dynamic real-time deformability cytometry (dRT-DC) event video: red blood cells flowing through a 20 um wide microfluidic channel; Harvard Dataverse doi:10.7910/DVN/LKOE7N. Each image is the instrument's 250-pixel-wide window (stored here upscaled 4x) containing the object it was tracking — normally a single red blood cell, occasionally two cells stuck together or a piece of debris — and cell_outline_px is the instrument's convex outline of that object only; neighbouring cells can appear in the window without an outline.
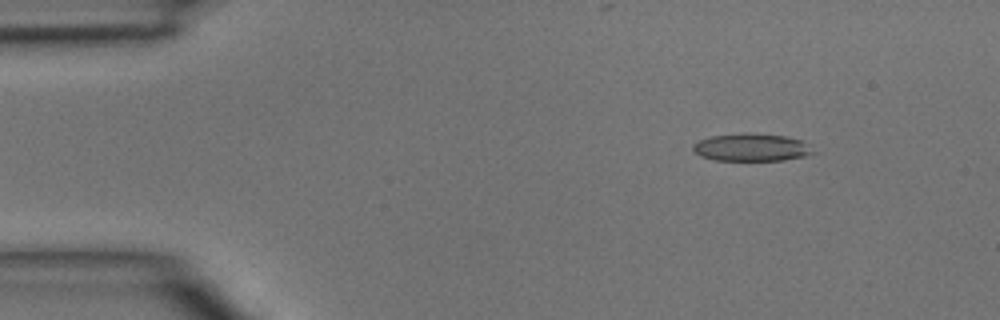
{"species": "common noctule bat (a hibernating species)", "species_latin": "Nyctalus noctula", "temperature_condition": "room temperature", "stored_images_in_passage": 41, "camera_frame_rate_fps": 3000, "um_per_image_px": 0.085, "animal": {"sex": "male", "body_mass_g": 15.6}, "frame": {"image": 1, "passage_image": 1, "time_ms": 0.0, "image_size_px": [1000, 320], "cell_outline_px": [[816, 152], [808, 156], [784, 160], [712, 160], [700, 156], [692, 148], [692, 144], [700, 140], [712, 136], [744, 132], [748, 132], [784, 136], [800, 140]], "centroid_in_image_um": [63.86, 12.53], "position_along_channel_um": 21.1, "area_um2": 19.36}}
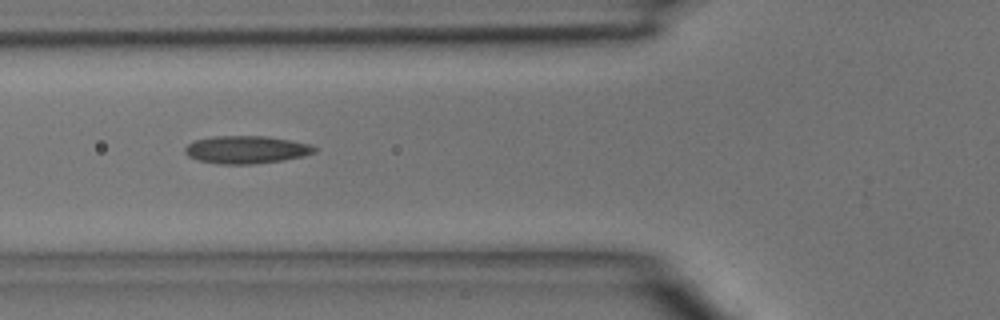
{"frame": {"image": 2, "passage_image": 12, "time_ms": 3.667, "image_size_px": [1000, 320], "cell_outline_px": [[316, 152], [304, 156], [284, 160], [252, 164], [220, 164], [196, 160], [188, 156], [184, 152], [184, 148], [188, 144], [196, 140], [212, 136], [268, 136], [308, 144], [316, 148]], "centroid_in_image_um": [20.9, 12.72], "position_along_channel_um": 104.9, "area_um2": 20.92}}
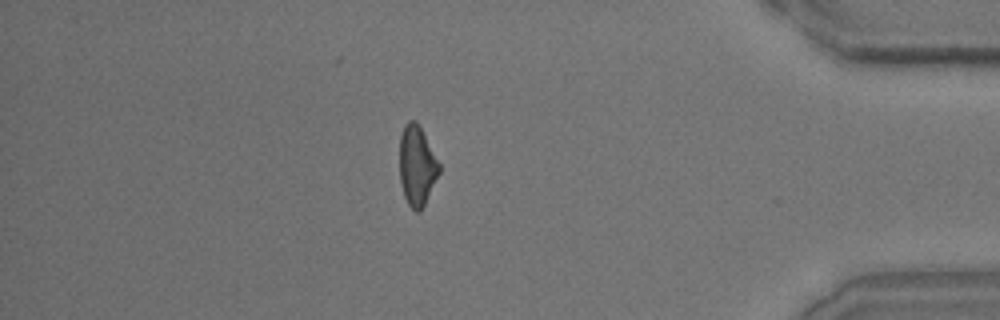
{"frame": {"image": 3, "passage_image": 35, "time_ms": 11.333, "image_size_px": [1000, 320], "cell_outline_px": [[440, 172], [420, 212], [416, 212], [408, 204], [404, 196], [400, 184], [400, 136], [404, 124], [408, 120], [416, 120], [440, 164]], "centroid_in_image_um": [35.42, 14.08], "position_along_channel_um": 399.8, "area_um2": 18.32}}